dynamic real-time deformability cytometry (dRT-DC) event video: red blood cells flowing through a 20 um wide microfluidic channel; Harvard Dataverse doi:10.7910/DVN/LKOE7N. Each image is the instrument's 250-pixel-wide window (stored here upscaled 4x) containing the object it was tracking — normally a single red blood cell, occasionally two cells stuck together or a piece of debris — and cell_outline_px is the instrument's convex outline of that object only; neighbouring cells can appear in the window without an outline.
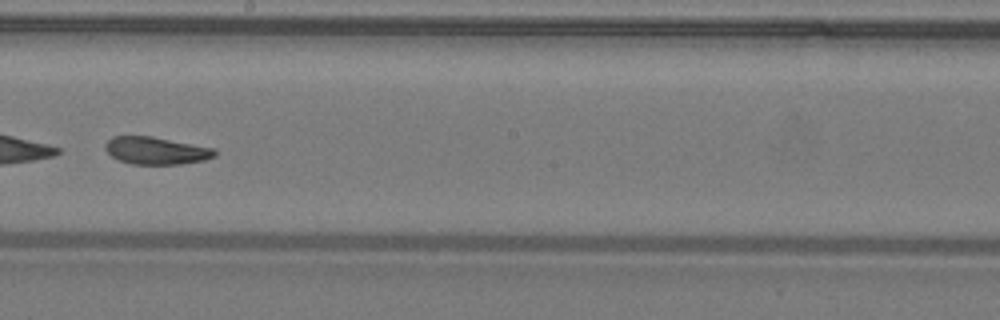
{"species": "common noctule bat (a hibernating species)", "species_latin": "Nyctalus noctula", "temperature_condition": "warm", "stored_images_in_passage": 36, "camera_frame_rate_fps": 3000, "um_per_image_px": 0.085, "animal": {"sex": "male", "body_mass_g": 19.2, "forearm_length_mm": 51.8}, "frame": {"image": 1, "passage_image": 16, "time_ms": 5.0, "image_size_px": [1000, 320], "cell_outline_px": [[216, 156], [204, 160], [180, 164], [132, 164], [120, 160], [112, 156], [104, 148], [104, 144], [112, 136], [152, 136], [216, 148]], "centroid_in_image_um": [13.29, 12.79], "position_along_channel_um": 234.9, "area_um2": 17.57}, "authors_computed_cell_mechanics": {"area_um2": 18.7561, "velocity_mm_per_s": 4.2622, "shape_relaxation_time_tau1_ms": 3.6378, "shape_relaxation_time_tau2_ms": 4.9599, "deformation_change_tau1": 0.1416, "deformation_change_tau2": 0.1063}}